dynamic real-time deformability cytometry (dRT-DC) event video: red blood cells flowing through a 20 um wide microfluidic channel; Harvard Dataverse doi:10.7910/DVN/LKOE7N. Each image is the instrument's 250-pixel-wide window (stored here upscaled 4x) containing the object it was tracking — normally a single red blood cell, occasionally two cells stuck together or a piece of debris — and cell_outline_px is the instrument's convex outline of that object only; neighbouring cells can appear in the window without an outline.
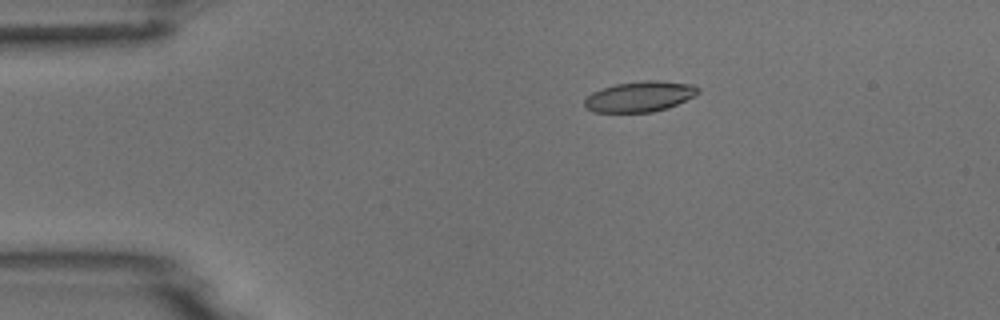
{"species": "common noctule bat (a hibernating species)", "species_latin": "Nyctalus noctula", "temperature_condition": "room temperature", "stored_images_in_passage": 3, "camera_frame_rate_fps": 3000, "um_per_image_px": 0.085, "animal": {"sex": "male", "body_mass_g": 18.8}, "frame": {"image": 1, "passage_image": 2, "time_ms": 1.0, "image_size_px": [1000, 320], "cell_outline_px": [[700, 92], [668, 108], [652, 112], [592, 112], [584, 104], [584, 100], [592, 92], [616, 84], [644, 80], [660, 80], [692, 84], [700, 88]], "centroid_in_image_um": [54.39, 8.2], "position_along_channel_um": 30.6, "area_um2": 20.06}}